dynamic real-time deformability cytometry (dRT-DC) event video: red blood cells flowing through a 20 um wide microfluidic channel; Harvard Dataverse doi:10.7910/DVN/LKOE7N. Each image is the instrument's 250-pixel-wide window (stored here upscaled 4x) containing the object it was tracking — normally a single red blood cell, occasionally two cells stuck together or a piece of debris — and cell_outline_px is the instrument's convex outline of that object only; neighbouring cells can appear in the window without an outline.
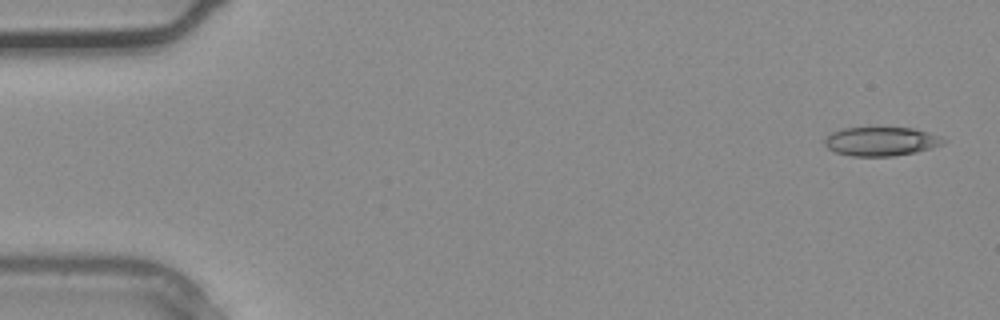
{"species": "common noctule bat (a hibernating species)", "species_latin": "Nyctalus noctula", "temperature_condition": "warm", "stored_images_in_passage": 35, "camera_frame_rate_fps": 3000, "um_per_image_px": 0.085, "animal": {"sex": "male", "body_mass_g": 20.4}, "frame": {"image": 1, "passage_image": 1, "time_ms": 0.0, "image_size_px": [1000, 320], "cell_outline_px": [[948, 140], [944, 144], [932, 148], [916, 152], [892, 156], [852, 156], [836, 152], [828, 148], [824, 144], [824, 140], [832, 132], [844, 128], [912, 128], [928, 132], [940, 136]], "centroid_in_image_um": [74.93, 12.02], "position_along_channel_um": 10.1, "area_um2": 19.94}}
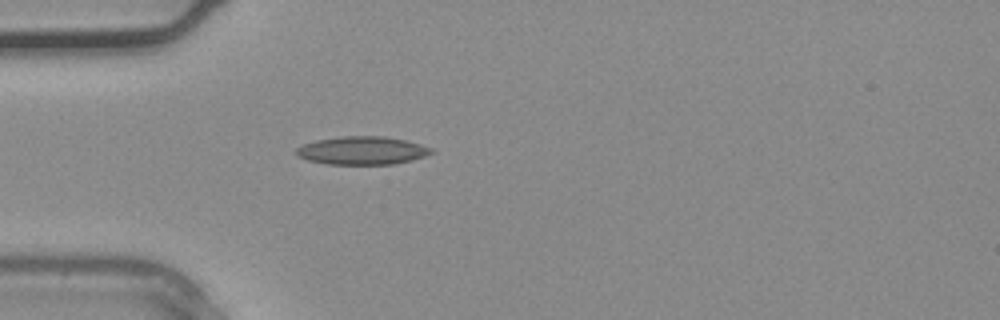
{"frame": {"image": 2, "passage_image": 10, "time_ms": 3.0, "image_size_px": [1000, 320], "cell_outline_px": [[436, 152], [412, 160], [392, 164], [328, 164], [308, 160], [296, 156], [296, 148], [304, 144], [316, 140], [340, 136], [384, 136], [404, 140], [420, 144], [432, 148]], "centroid_in_image_um": [30.78, 12.79], "position_along_channel_um": 54.2, "area_um2": 22.14}}
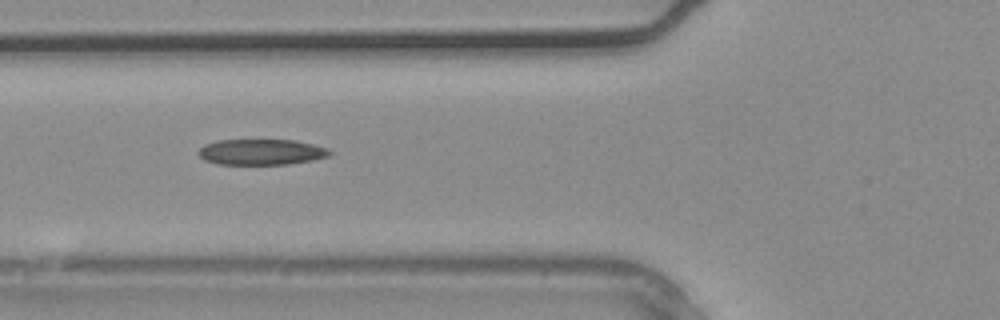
{"frame": {"image": 3, "passage_image": 13, "time_ms": 4.0, "image_size_px": [1000, 320], "cell_outline_px": [[332, 152], [328, 156], [312, 160], [288, 164], [220, 164], [204, 160], [196, 152], [204, 144], [216, 140], [296, 140], [328, 148]], "centroid_in_image_um": [22.19, 12.91], "position_along_channel_um": 103.6, "area_um2": 19.71}}